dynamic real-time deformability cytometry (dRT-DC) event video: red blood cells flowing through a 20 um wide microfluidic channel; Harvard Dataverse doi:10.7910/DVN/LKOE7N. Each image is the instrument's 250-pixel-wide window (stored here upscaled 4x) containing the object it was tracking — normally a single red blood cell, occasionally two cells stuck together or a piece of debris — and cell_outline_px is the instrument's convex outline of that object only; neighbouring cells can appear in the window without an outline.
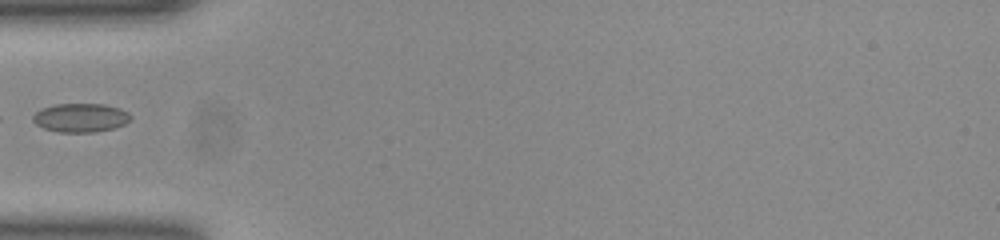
{"species": "common noctule bat (a hibernating species)", "species_latin": "Nyctalus noctula", "temperature_condition": "room temperature", "stored_images_in_passage": 34, "camera_frame_rate_fps": 3000, "um_per_image_px": 0.085, "animal": {"sex": "female", "body_mass_g": 23.0, "forearm_length_mm": 53.4}, "frame": {"image": 1, "passage_image": 1, "time_ms": 0.0, "image_size_px": [1000, 240], "cell_outline_px": [[132, 116], [124, 124], [112, 128], [92, 132], [60, 132], [44, 128], [36, 124], [32, 120], [32, 116], [40, 108], [56, 104], [104, 104], [120, 108], [128, 112]], "centroid_in_image_um": [6.82, 9.99], "position_along_channel_um": 78.2, "area_um2": 16.3}}